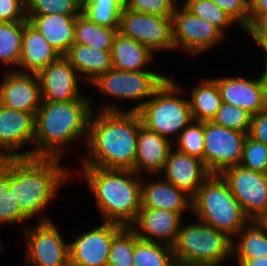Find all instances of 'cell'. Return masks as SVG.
I'll return each mask as SVG.
<instances>
[{"label":"cell","instance_id":"cell-1","mask_svg":"<svg viewBox=\"0 0 267 266\" xmlns=\"http://www.w3.org/2000/svg\"><path fill=\"white\" fill-rule=\"evenodd\" d=\"M113 104L92 112L85 143L88 157L81 160V166L134 171L142 122L137 111H125Z\"/></svg>","mask_w":267,"mask_h":266},{"label":"cell","instance_id":"cell-2","mask_svg":"<svg viewBox=\"0 0 267 266\" xmlns=\"http://www.w3.org/2000/svg\"><path fill=\"white\" fill-rule=\"evenodd\" d=\"M93 111L86 96L68 102L42 101L35 114L33 157L62 159L67 144L83 136L87 142Z\"/></svg>","mask_w":267,"mask_h":266},{"label":"cell","instance_id":"cell-3","mask_svg":"<svg viewBox=\"0 0 267 266\" xmlns=\"http://www.w3.org/2000/svg\"><path fill=\"white\" fill-rule=\"evenodd\" d=\"M59 161L60 158H9V190H13L21 212L29 220L41 216L60 187L72 179V173Z\"/></svg>","mask_w":267,"mask_h":266},{"label":"cell","instance_id":"cell-4","mask_svg":"<svg viewBox=\"0 0 267 266\" xmlns=\"http://www.w3.org/2000/svg\"><path fill=\"white\" fill-rule=\"evenodd\" d=\"M81 167L102 222L130 227L141 209L142 175L132 170Z\"/></svg>","mask_w":267,"mask_h":266},{"label":"cell","instance_id":"cell-5","mask_svg":"<svg viewBox=\"0 0 267 266\" xmlns=\"http://www.w3.org/2000/svg\"><path fill=\"white\" fill-rule=\"evenodd\" d=\"M197 220L233 239L250 221L221 174H211L192 197Z\"/></svg>","mask_w":267,"mask_h":266},{"label":"cell","instance_id":"cell-6","mask_svg":"<svg viewBox=\"0 0 267 266\" xmlns=\"http://www.w3.org/2000/svg\"><path fill=\"white\" fill-rule=\"evenodd\" d=\"M183 88L170 77L138 110L142 125L170 142L193 121L189 100L181 97ZM171 135L175 139H171Z\"/></svg>","mask_w":267,"mask_h":266},{"label":"cell","instance_id":"cell-7","mask_svg":"<svg viewBox=\"0 0 267 266\" xmlns=\"http://www.w3.org/2000/svg\"><path fill=\"white\" fill-rule=\"evenodd\" d=\"M232 239L201 221L183 224L172 246L177 266H220L231 255Z\"/></svg>","mask_w":267,"mask_h":266},{"label":"cell","instance_id":"cell-8","mask_svg":"<svg viewBox=\"0 0 267 266\" xmlns=\"http://www.w3.org/2000/svg\"><path fill=\"white\" fill-rule=\"evenodd\" d=\"M167 78L166 74L163 75L152 70L122 71L111 69L101 74L91 84L106 96L114 97L116 100L132 99L136 102L140 100L139 104L128 109V111H137L153 96ZM141 100L143 101L141 102Z\"/></svg>","mask_w":267,"mask_h":266},{"label":"cell","instance_id":"cell-9","mask_svg":"<svg viewBox=\"0 0 267 266\" xmlns=\"http://www.w3.org/2000/svg\"><path fill=\"white\" fill-rule=\"evenodd\" d=\"M26 240L25 258L32 266H68L70 264L69 243L48 216L42 215L33 228L23 227Z\"/></svg>","mask_w":267,"mask_h":266},{"label":"cell","instance_id":"cell-10","mask_svg":"<svg viewBox=\"0 0 267 266\" xmlns=\"http://www.w3.org/2000/svg\"><path fill=\"white\" fill-rule=\"evenodd\" d=\"M221 176L250 220L267 221V174L236 165Z\"/></svg>","mask_w":267,"mask_h":266},{"label":"cell","instance_id":"cell-11","mask_svg":"<svg viewBox=\"0 0 267 266\" xmlns=\"http://www.w3.org/2000/svg\"><path fill=\"white\" fill-rule=\"evenodd\" d=\"M247 134L204 121L203 162L211 174L239 165Z\"/></svg>","mask_w":267,"mask_h":266},{"label":"cell","instance_id":"cell-12","mask_svg":"<svg viewBox=\"0 0 267 266\" xmlns=\"http://www.w3.org/2000/svg\"><path fill=\"white\" fill-rule=\"evenodd\" d=\"M118 32L146 45L153 53L175 50L172 17L144 14L123 8Z\"/></svg>","mask_w":267,"mask_h":266},{"label":"cell","instance_id":"cell-13","mask_svg":"<svg viewBox=\"0 0 267 266\" xmlns=\"http://www.w3.org/2000/svg\"><path fill=\"white\" fill-rule=\"evenodd\" d=\"M173 44L190 55L200 54L223 39L224 35L217 27L203 20L184 6L176 7L172 16Z\"/></svg>","mask_w":267,"mask_h":266},{"label":"cell","instance_id":"cell-14","mask_svg":"<svg viewBox=\"0 0 267 266\" xmlns=\"http://www.w3.org/2000/svg\"><path fill=\"white\" fill-rule=\"evenodd\" d=\"M124 226L103 222L89 231L81 233L69 243L70 265L107 266L114 236Z\"/></svg>","mask_w":267,"mask_h":266},{"label":"cell","instance_id":"cell-15","mask_svg":"<svg viewBox=\"0 0 267 266\" xmlns=\"http://www.w3.org/2000/svg\"><path fill=\"white\" fill-rule=\"evenodd\" d=\"M34 122L35 116L32 113L17 111L0 105L1 159L33 157ZM27 143L32 148L24 152L19 151Z\"/></svg>","mask_w":267,"mask_h":266},{"label":"cell","instance_id":"cell-16","mask_svg":"<svg viewBox=\"0 0 267 266\" xmlns=\"http://www.w3.org/2000/svg\"><path fill=\"white\" fill-rule=\"evenodd\" d=\"M5 74L0 82V105L35 116L42 103L38 75L16 69L5 71Z\"/></svg>","mask_w":267,"mask_h":266},{"label":"cell","instance_id":"cell-17","mask_svg":"<svg viewBox=\"0 0 267 266\" xmlns=\"http://www.w3.org/2000/svg\"><path fill=\"white\" fill-rule=\"evenodd\" d=\"M42 101H75L84 95L79 89L80 76L64 55L43 68L38 74Z\"/></svg>","mask_w":267,"mask_h":266},{"label":"cell","instance_id":"cell-18","mask_svg":"<svg viewBox=\"0 0 267 266\" xmlns=\"http://www.w3.org/2000/svg\"><path fill=\"white\" fill-rule=\"evenodd\" d=\"M181 220L180 213L165 209L141 208L136 221L130 227L141 240L172 247L181 228Z\"/></svg>","mask_w":267,"mask_h":266},{"label":"cell","instance_id":"cell-19","mask_svg":"<svg viewBox=\"0 0 267 266\" xmlns=\"http://www.w3.org/2000/svg\"><path fill=\"white\" fill-rule=\"evenodd\" d=\"M164 179L193 197L211 175L203 160L181 153L173 148L169 151L164 170Z\"/></svg>","mask_w":267,"mask_h":266},{"label":"cell","instance_id":"cell-20","mask_svg":"<svg viewBox=\"0 0 267 266\" xmlns=\"http://www.w3.org/2000/svg\"><path fill=\"white\" fill-rule=\"evenodd\" d=\"M213 79L217 82L223 103L238 106L252 116L266 110L260 77L247 79L227 76Z\"/></svg>","mask_w":267,"mask_h":266},{"label":"cell","instance_id":"cell-21","mask_svg":"<svg viewBox=\"0 0 267 266\" xmlns=\"http://www.w3.org/2000/svg\"><path fill=\"white\" fill-rule=\"evenodd\" d=\"M174 144L154 131L139 128L134 172L138 175L159 173L164 170L169 151ZM153 173V174H152Z\"/></svg>","mask_w":267,"mask_h":266},{"label":"cell","instance_id":"cell-22","mask_svg":"<svg viewBox=\"0 0 267 266\" xmlns=\"http://www.w3.org/2000/svg\"><path fill=\"white\" fill-rule=\"evenodd\" d=\"M141 208L183 214L187 209L192 210V197L165 179L149 182L142 179Z\"/></svg>","mask_w":267,"mask_h":266},{"label":"cell","instance_id":"cell-23","mask_svg":"<svg viewBox=\"0 0 267 266\" xmlns=\"http://www.w3.org/2000/svg\"><path fill=\"white\" fill-rule=\"evenodd\" d=\"M59 56L43 35L26 20L22 34L21 58L17 68L21 70L17 71L38 74Z\"/></svg>","mask_w":267,"mask_h":266},{"label":"cell","instance_id":"cell-24","mask_svg":"<svg viewBox=\"0 0 267 266\" xmlns=\"http://www.w3.org/2000/svg\"><path fill=\"white\" fill-rule=\"evenodd\" d=\"M27 21L60 54L65 55L74 43L75 17L78 15H26Z\"/></svg>","mask_w":267,"mask_h":266},{"label":"cell","instance_id":"cell-25","mask_svg":"<svg viewBox=\"0 0 267 266\" xmlns=\"http://www.w3.org/2000/svg\"><path fill=\"white\" fill-rule=\"evenodd\" d=\"M79 74L81 81L91 83L113 69L111 51L73 43L64 55Z\"/></svg>","mask_w":267,"mask_h":266},{"label":"cell","instance_id":"cell-26","mask_svg":"<svg viewBox=\"0 0 267 266\" xmlns=\"http://www.w3.org/2000/svg\"><path fill=\"white\" fill-rule=\"evenodd\" d=\"M153 54L146 45L125 37L118 32L111 50L113 69L143 71L153 59Z\"/></svg>","mask_w":267,"mask_h":266},{"label":"cell","instance_id":"cell-27","mask_svg":"<svg viewBox=\"0 0 267 266\" xmlns=\"http://www.w3.org/2000/svg\"><path fill=\"white\" fill-rule=\"evenodd\" d=\"M232 239L231 255L237 260L267 256V221L250 220ZM236 242V243H235Z\"/></svg>","mask_w":267,"mask_h":266},{"label":"cell","instance_id":"cell-28","mask_svg":"<svg viewBox=\"0 0 267 266\" xmlns=\"http://www.w3.org/2000/svg\"><path fill=\"white\" fill-rule=\"evenodd\" d=\"M200 84L191 90L189 100L191 114L194 121H211L222 105V99L213 78L200 80Z\"/></svg>","mask_w":267,"mask_h":266},{"label":"cell","instance_id":"cell-29","mask_svg":"<svg viewBox=\"0 0 267 266\" xmlns=\"http://www.w3.org/2000/svg\"><path fill=\"white\" fill-rule=\"evenodd\" d=\"M118 28L100 26L80 13L75 17L74 43L111 51Z\"/></svg>","mask_w":267,"mask_h":266},{"label":"cell","instance_id":"cell-30","mask_svg":"<svg viewBox=\"0 0 267 266\" xmlns=\"http://www.w3.org/2000/svg\"><path fill=\"white\" fill-rule=\"evenodd\" d=\"M133 266H177L171 246L141 240L135 233Z\"/></svg>","mask_w":267,"mask_h":266},{"label":"cell","instance_id":"cell-31","mask_svg":"<svg viewBox=\"0 0 267 266\" xmlns=\"http://www.w3.org/2000/svg\"><path fill=\"white\" fill-rule=\"evenodd\" d=\"M124 0H82L81 13L100 26L119 28Z\"/></svg>","mask_w":267,"mask_h":266},{"label":"cell","instance_id":"cell-32","mask_svg":"<svg viewBox=\"0 0 267 266\" xmlns=\"http://www.w3.org/2000/svg\"><path fill=\"white\" fill-rule=\"evenodd\" d=\"M24 26L25 21L0 22V64L18 67Z\"/></svg>","mask_w":267,"mask_h":266},{"label":"cell","instance_id":"cell-33","mask_svg":"<svg viewBox=\"0 0 267 266\" xmlns=\"http://www.w3.org/2000/svg\"><path fill=\"white\" fill-rule=\"evenodd\" d=\"M28 220L13 196V190H9V158L2 159L0 163V225L24 223Z\"/></svg>","mask_w":267,"mask_h":266},{"label":"cell","instance_id":"cell-34","mask_svg":"<svg viewBox=\"0 0 267 266\" xmlns=\"http://www.w3.org/2000/svg\"><path fill=\"white\" fill-rule=\"evenodd\" d=\"M182 6L193 15L207 20L223 34L226 27L232 26L233 23H235L233 19L212 0H184Z\"/></svg>","mask_w":267,"mask_h":266},{"label":"cell","instance_id":"cell-35","mask_svg":"<svg viewBox=\"0 0 267 266\" xmlns=\"http://www.w3.org/2000/svg\"><path fill=\"white\" fill-rule=\"evenodd\" d=\"M135 231L123 227L115 236L110 248L107 266H133Z\"/></svg>","mask_w":267,"mask_h":266},{"label":"cell","instance_id":"cell-36","mask_svg":"<svg viewBox=\"0 0 267 266\" xmlns=\"http://www.w3.org/2000/svg\"><path fill=\"white\" fill-rule=\"evenodd\" d=\"M82 0H26V15H79Z\"/></svg>","mask_w":267,"mask_h":266},{"label":"cell","instance_id":"cell-37","mask_svg":"<svg viewBox=\"0 0 267 266\" xmlns=\"http://www.w3.org/2000/svg\"><path fill=\"white\" fill-rule=\"evenodd\" d=\"M251 120L252 115L246 110L228 103H222L211 122L248 135L251 128Z\"/></svg>","mask_w":267,"mask_h":266},{"label":"cell","instance_id":"cell-38","mask_svg":"<svg viewBox=\"0 0 267 266\" xmlns=\"http://www.w3.org/2000/svg\"><path fill=\"white\" fill-rule=\"evenodd\" d=\"M177 151L203 160L204 122L192 121L177 138Z\"/></svg>","mask_w":267,"mask_h":266},{"label":"cell","instance_id":"cell-39","mask_svg":"<svg viewBox=\"0 0 267 266\" xmlns=\"http://www.w3.org/2000/svg\"><path fill=\"white\" fill-rule=\"evenodd\" d=\"M239 165L247 170L267 174V145L247 135Z\"/></svg>","mask_w":267,"mask_h":266},{"label":"cell","instance_id":"cell-40","mask_svg":"<svg viewBox=\"0 0 267 266\" xmlns=\"http://www.w3.org/2000/svg\"><path fill=\"white\" fill-rule=\"evenodd\" d=\"M124 8L144 14L172 17L176 7L170 0H124Z\"/></svg>","mask_w":267,"mask_h":266},{"label":"cell","instance_id":"cell-41","mask_svg":"<svg viewBox=\"0 0 267 266\" xmlns=\"http://www.w3.org/2000/svg\"><path fill=\"white\" fill-rule=\"evenodd\" d=\"M242 29L249 27L250 4L246 0H212Z\"/></svg>","mask_w":267,"mask_h":266},{"label":"cell","instance_id":"cell-42","mask_svg":"<svg viewBox=\"0 0 267 266\" xmlns=\"http://www.w3.org/2000/svg\"><path fill=\"white\" fill-rule=\"evenodd\" d=\"M26 20V0H0V22Z\"/></svg>","mask_w":267,"mask_h":266},{"label":"cell","instance_id":"cell-43","mask_svg":"<svg viewBox=\"0 0 267 266\" xmlns=\"http://www.w3.org/2000/svg\"><path fill=\"white\" fill-rule=\"evenodd\" d=\"M248 135L256 141L267 145V109L252 116Z\"/></svg>","mask_w":267,"mask_h":266},{"label":"cell","instance_id":"cell-44","mask_svg":"<svg viewBox=\"0 0 267 266\" xmlns=\"http://www.w3.org/2000/svg\"><path fill=\"white\" fill-rule=\"evenodd\" d=\"M245 31L250 36H267V14L250 15L249 27Z\"/></svg>","mask_w":267,"mask_h":266},{"label":"cell","instance_id":"cell-45","mask_svg":"<svg viewBox=\"0 0 267 266\" xmlns=\"http://www.w3.org/2000/svg\"><path fill=\"white\" fill-rule=\"evenodd\" d=\"M267 14V0H254L250 4V15Z\"/></svg>","mask_w":267,"mask_h":266},{"label":"cell","instance_id":"cell-46","mask_svg":"<svg viewBox=\"0 0 267 266\" xmlns=\"http://www.w3.org/2000/svg\"><path fill=\"white\" fill-rule=\"evenodd\" d=\"M239 266H267V256L256 259L237 260Z\"/></svg>","mask_w":267,"mask_h":266},{"label":"cell","instance_id":"cell-47","mask_svg":"<svg viewBox=\"0 0 267 266\" xmlns=\"http://www.w3.org/2000/svg\"><path fill=\"white\" fill-rule=\"evenodd\" d=\"M251 38L261 47L264 54L265 64L267 66V36H251Z\"/></svg>","mask_w":267,"mask_h":266},{"label":"cell","instance_id":"cell-48","mask_svg":"<svg viewBox=\"0 0 267 266\" xmlns=\"http://www.w3.org/2000/svg\"><path fill=\"white\" fill-rule=\"evenodd\" d=\"M260 79L263 85L264 102L267 109V66H265L264 71L260 75Z\"/></svg>","mask_w":267,"mask_h":266},{"label":"cell","instance_id":"cell-49","mask_svg":"<svg viewBox=\"0 0 267 266\" xmlns=\"http://www.w3.org/2000/svg\"><path fill=\"white\" fill-rule=\"evenodd\" d=\"M170 1L173 3V5H174L175 7L179 6V4L177 5L178 0H170Z\"/></svg>","mask_w":267,"mask_h":266},{"label":"cell","instance_id":"cell-50","mask_svg":"<svg viewBox=\"0 0 267 266\" xmlns=\"http://www.w3.org/2000/svg\"><path fill=\"white\" fill-rule=\"evenodd\" d=\"M249 4H251L254 0H246Z\"/></svg>","mask_w":267,"mask_h":266}]
</instances>
